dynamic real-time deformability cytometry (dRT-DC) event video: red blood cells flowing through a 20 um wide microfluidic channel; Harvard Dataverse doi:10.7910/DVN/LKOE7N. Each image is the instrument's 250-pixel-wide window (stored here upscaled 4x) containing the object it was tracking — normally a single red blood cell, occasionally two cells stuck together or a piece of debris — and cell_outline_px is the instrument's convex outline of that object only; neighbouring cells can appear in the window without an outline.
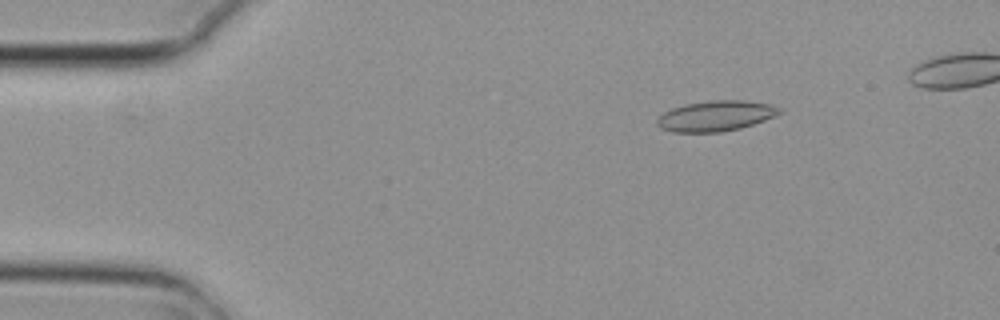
{"species": "common noctule bat (a hibernating species)", "species_latin": "Nyctalus noctula", "temperature_condition": "cold", "stored_images_in_passage": 4, "camera_frame_rate_fps": 3000, "um_per_image_px": 0.085, "animal": {"sex": "female", "body_mass_g": 29.2, "forearm_length_mm": 56.3}, "frame": {"image": 1, "passage_image": 1, "time_ms": 0.0, "image_size_px": [1000, 320], "cell_outline_px": [[784, 112], [764, 120], [740, 128], [720, 132], [672, 132], [660, 128], [656, 124], [656, 120], [664, 112], [672, 108], [684, 104], [712, 100], [744, 100], [772, 104], [780, 108]], "centroid_in_image_um": [60.84, 9.85], "position_along_channel_um": 24.2, "area_um2": 21.79}}